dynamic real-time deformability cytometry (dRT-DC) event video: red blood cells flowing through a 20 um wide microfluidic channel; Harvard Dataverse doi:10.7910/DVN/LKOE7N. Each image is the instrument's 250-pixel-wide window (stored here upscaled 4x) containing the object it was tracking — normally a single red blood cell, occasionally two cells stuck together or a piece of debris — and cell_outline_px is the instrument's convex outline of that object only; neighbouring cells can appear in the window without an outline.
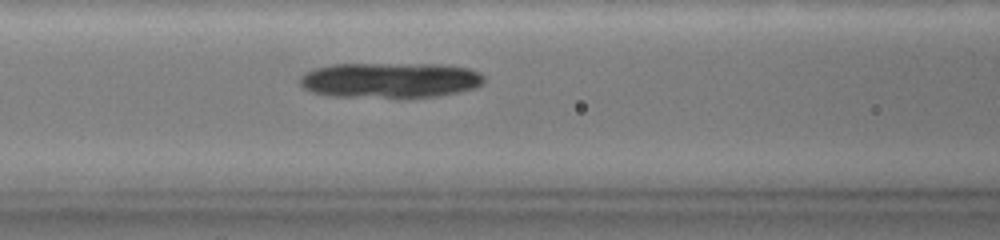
{"species": "common noctule bat (a hibernating species)", "species_latin": "Nyctalus noctula", "temperature_condition": "warm", "stored_images_in_passage": 61, "camera_frame_rate_fps": 3000, "um_per_image_px": 0.085, "animal": {"sex": "female", "body_mass_g": 19.0, "forearm_length_mm": 51.5}, "frame": {"image": 1, "passage_image": 25, "time_ms": 6.333, "image_size_px": [1000, 240], "cell_outline_px": [[484, 80], [480, 84], [472, 88], [432, 96], [336, 96], [316, 92], [308, 88], [300, 80], [308, 72], [316, 68], [332, 64], [440, 64], [468, 68], [480, 72], [484, 76]], "centroid_in_image_um": [33.22, 6.78], "position_along_channel_um": 133.4, "area_um2": 36.59}}
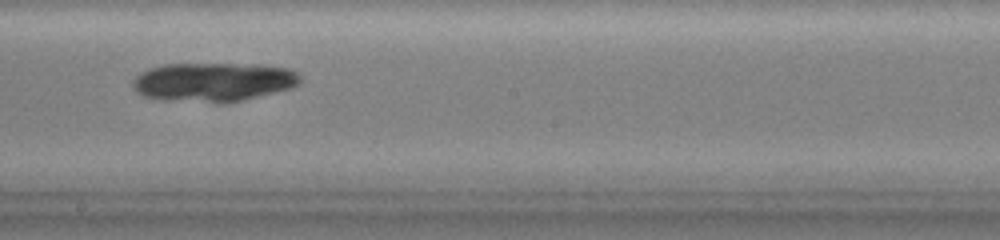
{"frame": {"image": 2, "passage_image": 36, "time_ms": 9.0, "image_size_px": [1000, 240], "cell_outline_px": [[300, 80], [296, 84], [288, 88], [240, 100], [208, 100], [144, 96], [132, 84], [136, 76], [152, 68], [164, 64], [264, 64], [292, 68], [300, 72]], "centroid_in_image_um": [18.26, 6.88], "position_along_channel_um": 229.9, "area_um2": 36.18}}
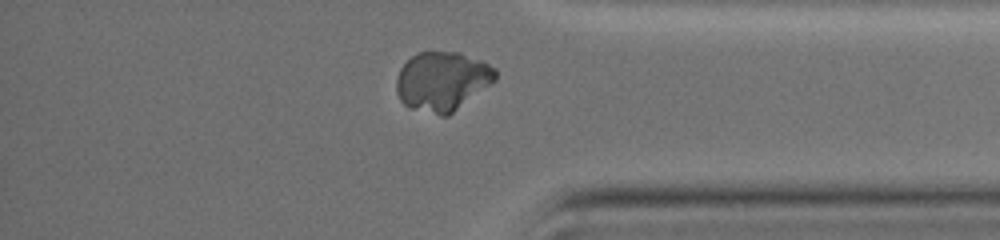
{"frame": {"image": 3, "passage_image": 54, "time_ms": 13.667, "image_size_px": [1000, 240], "cell_outline_px": [[496, 80], [492, 84], [448, 116], [440, 116], [408, 108], [400, 100], [396, 92], [396, 80], [400, 68], [416, 52], [460, 52], [480, 60], [496, 68]], "centroid_in_image_um": [37.59, 6.92], "position_along_channel_um": 397.6, "area_um2": 34.45}}